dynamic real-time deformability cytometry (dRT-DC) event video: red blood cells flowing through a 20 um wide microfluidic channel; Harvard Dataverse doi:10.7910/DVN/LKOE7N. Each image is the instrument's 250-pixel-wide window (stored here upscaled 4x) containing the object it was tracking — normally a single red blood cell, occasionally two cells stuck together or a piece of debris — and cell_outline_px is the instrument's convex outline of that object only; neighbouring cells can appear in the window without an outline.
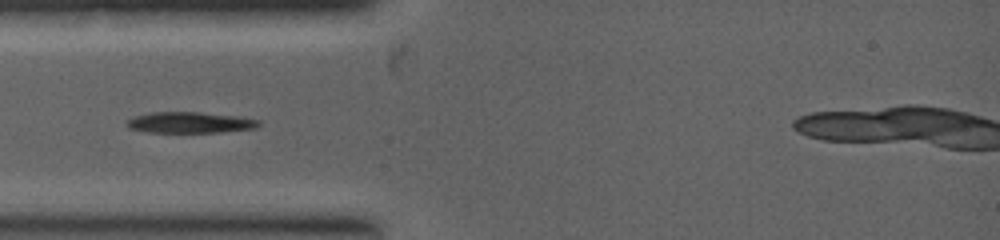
{"species": "common noctule bat (a hibernating species)", "species_latin": "Nyctalus noctula", "temperature_condition": "warm", "stored_images_in_passage": 2, "camera_frame_rate_fps": 5000, "um_per_image_px": 0.085, "animal": {"sex": "female", "body_mass_g": 19.0, "forearm_length_mm": 53.3}, "frame": {"image": 1, "passage_image": 1, "time_ms": 0.0, "image_size_px": [1000, 240], "cell_outline_px": [[260, 124], [256, 128], [220, 132], [148, 132], [128, 128], [128, 120], [132, 116], [148, 112], [200, 112], [240, 116], [260, 120]], "centroid_in_image_um": [16.15, 10.4], "position_along_channel_um": 68.8, "area_um2": 16.24}}